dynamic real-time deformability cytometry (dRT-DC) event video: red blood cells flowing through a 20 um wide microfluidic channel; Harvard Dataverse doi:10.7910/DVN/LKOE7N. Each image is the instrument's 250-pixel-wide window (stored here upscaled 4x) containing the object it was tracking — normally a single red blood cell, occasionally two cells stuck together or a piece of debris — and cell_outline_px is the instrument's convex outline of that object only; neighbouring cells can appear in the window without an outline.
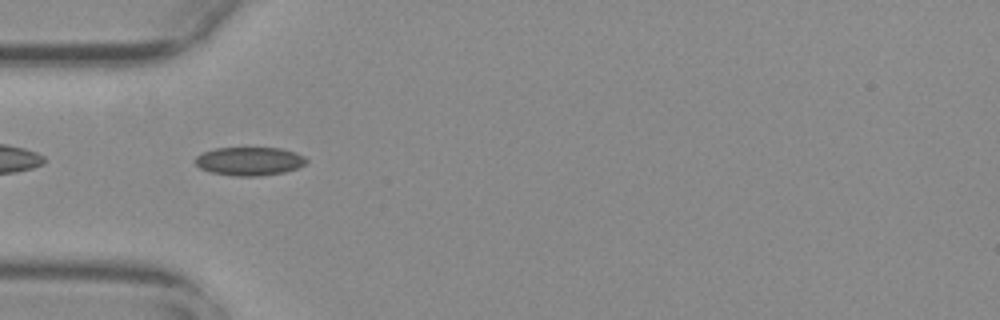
{"species": "common noctule bat (a hibernating species)", "species_latin": "Nyctalus noctula", "temperature_condition": "warm", "stored_images_in_passage": 40, "camera_frame_rate_fps": 3000, "um_per_image_px": 0.085, "animal": {"sex": "female", "body_mass_g": 29.2, "forearm_length_mm": 56.3}, "frame": {"image": 1, "passage_image": 2, "time_ms": 0.333, "image_size_px": [1000, 320], "cell_outline_px": [[308, 160], [304, 164], [296, 168], [284, 172], [256, 176], [232, 176], [212, 172], [200, 168], [196, 164], [196, 156], [204, 152], [216, 148], [280, 148], [296, 152], [304, 156]], "centroid_in_image_um": [21.21, 13.7], "position_along_channel_um": 63.8, "area_um2": 18.26}}
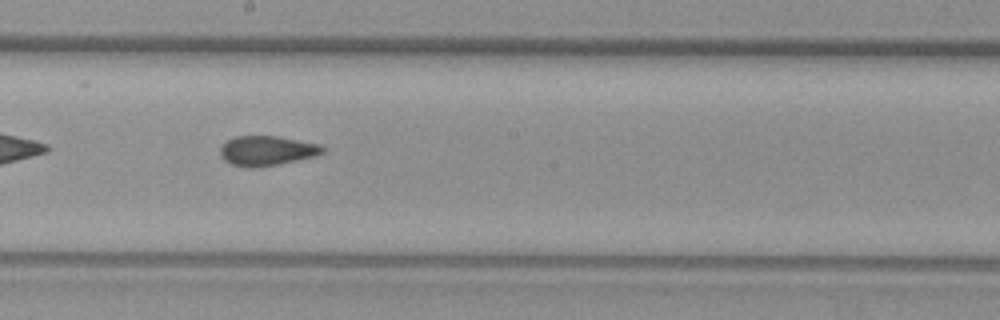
{"frame": {"image": 2, "passage_image": 15, "time_ms": 4.667, "image_size_px": [1000, 320], "cell_outline_px": [[324, 152], [312, 156], [280, 164], [256, 168], [244, 168], [232, 164], [224, 160], [220, 156], [220, 148], [228, 140], [236, 136], [280, 136], [320, 144], [324, 148]], "centroid_in_image_um": [22.66, 12.81], "position_along_channel_um": 225.5, "area_um2": 17.8}}
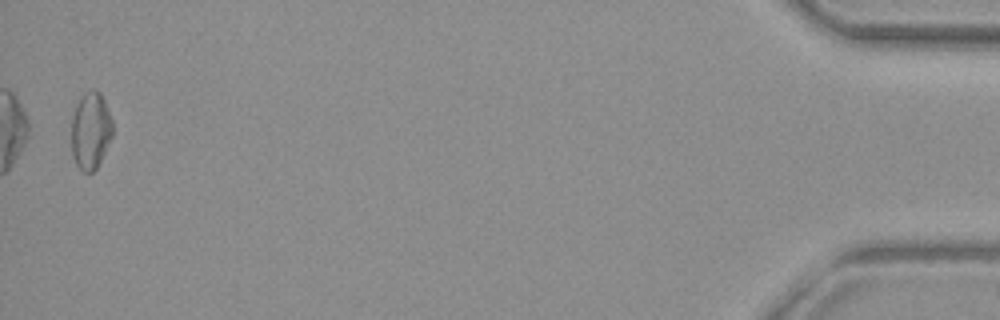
{"frame": {"image": 3, "passage_image": 39, "time_ms": 12.667, "image_size_px": [1000, 320], "cell_outline_px": [[112, 136], [96, 168], [92, 172], [84, 172], [76, 164], [72, 156], [72, 116], [76, 104], [80, 96], [84, 92], [92, 88], [96, 88], [100, 92], [104, 100], [112, 120]], "centroid_in_image_um": [7.69, 11.05], "position_along_channel_um": 427.5, "area_um2": 18.5}, "authors_computed_cell_mechanics": {"area_um2": 17.9469, "velocity_mm_per_s": 3.7433, "shape_relaxation_time_tau1_ms": null, "shape_relaxation_time_tau2_ms": 2.3888, "deformation_change_tau1": null, "deformation_change_tau2": 0.0928}}